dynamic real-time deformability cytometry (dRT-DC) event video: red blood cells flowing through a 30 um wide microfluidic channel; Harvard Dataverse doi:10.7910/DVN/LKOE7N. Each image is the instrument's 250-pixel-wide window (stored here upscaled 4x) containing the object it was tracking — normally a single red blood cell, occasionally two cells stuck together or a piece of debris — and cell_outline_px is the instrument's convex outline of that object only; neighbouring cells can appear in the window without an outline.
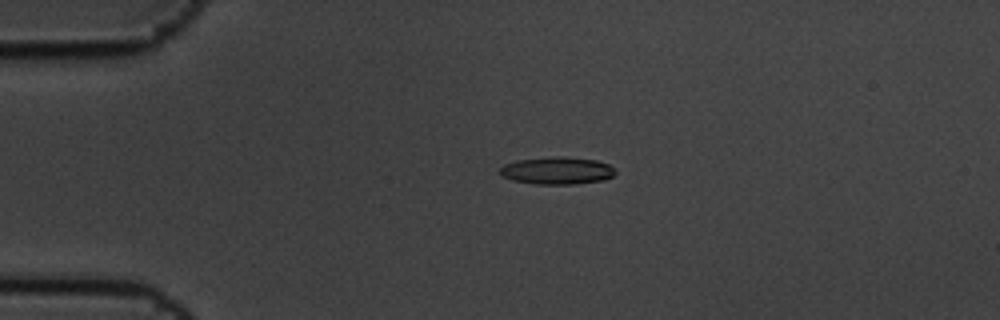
{"species": "common noctule bat (a hibernating species)", "species_latin": "Nyctalus noctula", "temperature_condition": "cold", "stored_images_in_passage": 5, "camera_frame_rate_fps": 3000, "um_per_image_px": 0.085, "animal": {"sex": "male", "body_mass_g": 19.5, "forearm_length_mm": 54.6}, "frame": {"image": 1, "passage_image": 4, "time_ms": 1.0, "image_size_px": [1000, 320], "cell_outline_px": [[616, 172], [612, 176], [604, 180], [572, 184], [536, 184], [512, 180], [500, 176], [500, 168], [504, 164], [516, 160], [556, 156], [564, 156], [596, 160], [608, 164], [616, 168]], "centroid_in_image_um": [47.34, 14.5], "position_along_channel_um": 37.7, "area_um2": 18.55}}